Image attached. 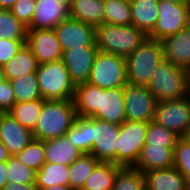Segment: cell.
<instances>
[{"label": "cell", "instance_id": "1", "mask_svg": "<svg viewBox=\"0 0 190 190\" xmlns=\"http://www.w3.org/2000/svg\"><path fill=\"white\" fill-rule=\"evenodd\" d=\"M76 118L72 100H45L36 127L32 130L33 137L42 141L62 137Z\"/></svg>", "mask_w": 190, "mask_h": 190}, {"label": "cell", "instance_id": "2", "mask_svg": "<svg viewBox=\"0 0 190 190\" xmlns=\"http://www.w3.org/2000/svg\"><path fill=\"white\" fill-rule=\"evenodd\" d=\"M189 71L163 60L153 71L148 89L157 102L178 100L189 95Z\"/></svg>", "mask_w": 190, "mask_h": 190}, {"label": "cell", "instance_id": "3", "mask_svg": "<svg viewBox=\"0 0 190 190\" xmlns=\"http://www.w3.org/2000/svg\"><path fill=\"white\" fill-rule=\"evenodd\" d=\"M148 36L133 25L123 26L103 23L96 28V43L100 52L127 57Z\"/></svg>", "mask_w": 190, "mask_h": 190}, {"label": "cell", "instance_id": "4", "mask_svg": "<svg viewBox=\"0 0 190 190\" xmlns=\"http://www.w3.org/2000/svg\"><path fill=\"white\" fill-rule=\"evenodd\" d=\"M163 60L161 42L147 37L132 54L126 57L127 83L147 86L154 69Z\"/></svg>", "mask_w": 190, "mask_h": 190}, {"label": "cell", "instance_id": "5", "mask_svg": "<svg viewBox=\"0 0 190 190\" xmlns=\"http://www.w3.org/2000/svg\"><path fill=\"white\" fill-rule=\"evenodd\" d=\"M40 94L45 100H72L75 84L62 60L38 65Z\"/></svg>", "mask_w": 190, "mask_h": 190}, {"label": "cell", "instance_id": "6", "mask_svg": "<svg viewBox=\"0 0 190 190\" xmlns=\"http://www.w3.org/2000/svg\"><path fill=\"white\" fill-rule=\"evenodd\" d=\"M88 83L102 89L124 87L127 84L126 58L99 51L90 71Z\"/></svg>", "mask_w": 190, "mask_h": 190}, {"label": "cell", "instance_id": "7", "mask_svg": "<svg viewBox=\"0 0 190 190\" xmlns=\"http://www.w3.org/2000/svg\"><path fill=\"white\" fill-rule=\"evenodd\" d=\"M148 122L125 121L119 126L116 145V164L133 167L145 145Z\"/></svg>", "mask_w": 190, "mask_h": 190}, {"label": "cell", "instance_id": "8", "mask_svg": "<svg viewBox=\"0 0 190 190\" xmlns=\"http://www.w3.org/2000/svg\"><path fill=\"white\" fill-rule=\"evenodd\" d=\"M190 24V4L159 0L158 20L148 38L161 40Z\"/></svg>", "mask_w": 190, "mask_h": 190}, {"label": "cell", "instance_id": "9", "mask_svg": "<svg viewBox=\"0 0 190 190\" xmlns=\"http://www.w3.org/2000/svg\"><path fill=\"white\" fill-rule=\"evenodd\" d=\"M153 121L183 137L190 127V95L157 102Z\"/></svg>", "mask_w": 190, "mask_h": 190}, {"label": "cell", "instance_id": "10", "mask_svg": "<svg viewBox=\"0 0 190 190\" xmlns=\"http://www.w3.org/2000/svg\"><path fill=\"white\" fill-rule=\"evenodd\" d=\"M156 105L157 100L147 86L130 83L124 86L126 121H152Z\"/></svg>", "mask_w": 190, "mask_h": 190}, {"label": "cell", "instance_id": "11", "mask_svg": "<svg viewBox=\"0 0 190 190\" xmlns=\"http://www.w3.org/2000/svg\"><path fill=\"white\" fill-rule=\"evenodd\" d=\"M62 50L97 46L96 27L71 17L66 18L53 28Z\"/></svg>", "mask_w": 190, "mask_h": 190}, {"label": "cell", "instance_id": "12", "mask_svg": "<svg viewBox=\"0 0 190 190\" xmlns=\"http://www.w3.org/2000/svg\"><path fill=\"white\" fill-rule=\"evenodd\" d=\"M119 126L92 117L93 146L90 152L99 162L116 164V145L119 136Z\"/></svg>", "mask_w": 190, "mask_h": 190}, {"label": "cell", "instance_id": "13", "mask_svg": "<svg viewBox=\"0 0 190 190\" xmlns=\"http://www.w3.org/2000/svg\"><path fill=\"white\" fill-rule=\"evenodd\" d=\"M26 45L39 65L62 59L63 50L53 29H27Z\"/></svg>", "mask_w": 190, "mask_h": 190}, {"label": "cell", "instance_id": "14", "mask_svg": "<svg viewBox=\"0 0 190 190\" xmlns=\"http://www.w3.org/2000/svg\"><path fill=\"white\" fill-rule=\"evenodd\" d=\"M98 52L97 46H81L80 48H71L62 52L61 60L75 85L88 82L90 71Z\"/></svg>", "mask_w": 190, "mask_h": 190}, {"label": "cell", "instance_id": "15", "mask_svg": "<svg viewBox=\"0 0 190 190\" xmlns=\"http://www.w3.org/2000/svg\"><path fill=\"white\" fill-rule=\"evenodd\" d=\"M113 124L126 121L124 87L102 89L99 87L98 110L91 116Z\"/></svg>", "mask_w": 190, "mask_h": 190}, {"label": "cell", "instance_id": "16", "mask_svg": "<svg viewBox=\"0 0 190 190\" xmlns=\"http://www.w3.org/2000/svg\"><path fill=\"white\" fill-rule=\"evenodd\" d=\"M33 132L21 125L11 114L2 113L0 120V140L11 156H16L32 140Z\"/></svg>", "mask_w": 190, "mask_h": 190}, {"label": "cell", "instance_id": "17", "mask_svg": "<svg viewBox=\"0 0 190 190\" xmlns=\"http://www.w3.org/2000/svg\"><path fill=\"white\" fill-rule=\"evenodd\" d=\"M164 60L190 70V24L160 40Z\"/></svg>", "mask_w": 190, "mask_h": 190}, {"label": "cell", "instance_id": "18", "mask_svg": "<svg viewBox=\"0 0 190 190\" xmlns=\"http://www.w3.org/2000/svg\"><path fill=\"white\" fill-rule=\"evenodd\" d=\"M69 17V6L62 0H36L35 11L28 29H53Z\"/></svg>", "mask_w": 190, "mask_h": 190}, {"label": "cell", "instance_id": "19", "mask_svg": "<svg viewBox=\"0 0 190 190\" xmlns=\"http://www.w3.org/2000/svg\"><path fill=\"white\" fill-rule=\"evenodd\" d=\"M143 176L148 190H190L186 179L175 167L145 171Z\"/></svg>", "mask_w": 190, "mask_h": 190}, {"label": "cell", "instance_id": "20", "mask_svg": "<svg viewBox=\"0 0 190 190\" xmlns=\"http://www.w3.org/2000/svg\"><path fill=\"white\" fill-rule=\"evenodd\" d=\"M174 148L157 145H144L140 156L133 166L142 173L153 169H167L173 167Z\"/></svg>", "mask_w": 190, "mask_h": 190}, {"label": "cell", "instance_id": "21", "mask_svg": "<svg viewBox=\"0 0 190 190\" xmlns=\"http://www.w3.org/2000/svg\"><path fill=\"white\" fill-rule=\"evenodd\" d=\"M45 162L70 166L82 152L76 148L66 135L44 141Z\"/></svg>", "mask_w": 190, "mask_h": 190}, {"label": "cell", "instance_id": "22", "mask_svg": "<svg viewBox=\"0 0 190 190\" xmlns=\"http://www.w3.org/2000/svg\"><path fill=\"white\" fill-rule=\"evenodd\" d=\"M159 0H130L132 25L147 36L154 30L158 20Z\"/></svg>", "mask_w": 190, "mask_h": 190}, {"label": "cell", "instance_id": "23", "mask_svg": "<svg viewBox=\"0 0 190 190\" xmlns=\"http://www.w3.org/2000/svg\"><path fill=\"white\" fill-rule=\"evenodd\" d=\"M69 17L98 27L104 23V0H70Z\"/></svg>", "mask_w": 190, "mask_h": 190}, {"label": "cell", "instance_id": "24", "mask_svg": "<svg viewBox=\"0 0 190 190\" xmlns=\"http://www.w3.org/2000/svg\"><path fill=\"white\" fill-rule=\"evenodd\" d=\"M38 65L37 58L30 48L24 44L19 49L17 54L2 67L5 78L11 81L22 75L35 73L37 71Z\"/></svg>", "mask_w": 190, "mask_h": 190}, {"label": "cell", "instance_id": "25", "mask_svg": "<svg viewBox=\"0 0 190 190\" xmlns=\"http://www.w3.org/2000/svg\"><path fill=\"white\" fill-rule=\"evenodd\" d=\"M99 87L86 83L75 85L73 104L77 116L91 117L98 110Z\"/></svg>", "mask_w": 190, "mask_h": 190}, {"label": "cell", "instance_id": "26", "mask_svg": "<svg viewBox=\"0 0 190 190\" xmlns=\"http://www.w3.org/2000/svg\"><path fill=\"white\" fill-rule=\"evenodd\" d=\"M121 167L113 162H99L86 179L82 190H111Z\"/></svg>", "mask_w": 190, "mask_h": 190}, {"label": "cell", "instance_id": "27", "mask_svg": "<svg viewBox=\"0 0 190 190\" xmlns=\"http://www.w3.org/2000/svg\"><path fill=\"white\" fill-rule=\"evenodd\" d=\"M65 135L82 153H90L93 146L92 117L77 116Z\"/></svg>", "mask_w": 190, "mask_h": 190}, {"label": "cell", "instance_id": "28", "mask_svg": "<svg viewBox=\"0 0 190 190\" xmlns=\"http://www.w3.org/2000/svg\"><path fill=\"white\" fill-rule=\"evenodd\" d=\"M69 166L60 163L45 162L42 168L37 171V188L51 186L69 185Z\"/></svg>", "mask_w": 190, "mask_h": 190}, {"label": "cell", "instance_id": "29", "mask_svg": "<svg viewBox=\"0 0 190 190\" xmlns=\"http://www.w3.org/2000/svg\"><path fill=\"white\" fill-rule=\"evenodd\" d=\"M99 161L90 153H82L69 166V185L74 190H82L86 179L90 176Z\"/></svg>", "mask_w": 190, "mask_h": 190}, {"label": "cell", "instance_id": "30", "mask_svg": "<svg viewBox=\"0 0 190 190\" xmlns=\"http://www.w3.org/2000/svg\"><path fill=\"white\" fill-rule=\"evenodd\" d=\"M45 99L39 98L28 102L16 103L8 112L24 127L31 131L36 127Z\"/></svg>", "mask_w": 190, "mask_h": 190}, {"label": "cell", "instance_id": "31", "mask_svg": "<svg viewBox=\"0 0 190 190\" xmlns=\"http://www.w3.org/2000/svg\"><path fill=\"white\" fill-rule=\"evenodd\" d=\"M10 82L16 103L28 102L42 98L36 72L22 75Z\"/></svg>", "mask_w": 190, "mask_h": 190}, {"label": "cell", "instance_id": "32", "mask_svg": "<svg viewBox=\"0 0 190 190\" xmlns=\"http://www.w3.org/2000/svg\"><path fill=\"white\" fill-rule=\"evenodd\" d=\"M104 23L132 25L130 0H104Z\"/></svg>", "mask_w": 190, "mask_h": 190}, {"label": "cell", "instance_id": "33", "mask_svg": "<svg viewBox=\"0 0 190 190\" xmlns=\"http://www.w3.org/2000/svg\"><path fill=\"white\" fill-rule=\"evenodd\" d=\"M1 37L9 40H26L27 27L7 9H0Z\"/></svg>", "mask_w": 190, "mask_h": 190}, {"label": "cell", "instance_id": "34", "mask_svg": "<svg viewBox=\"0 0 190 190\" xmlns=\"http://www.w3.org/2000/svg\"><path fill=\"white\" fill-rule=\"evenodd\" d=\"M7 182L17 184L36 183L37 171L24 165L16 156L6 161Z\"/></svg>", "mask_w": 190, "mask_h": 190}, {"label": "cell", "instance_id": "35", "mask_svg": "<svg viewBox=\"0 0 190 190\" xmlns=\"http://www.w3.org/2000/svg\"><path fill=\"white\" fill-rule=\"evenodd\" d=\"M180 136L155 121L148 122L145 145L165 146L174 148Z\"/></svg>", "mask_w": 190, "mask_h": 190}, {"label": "cell", "instance_id": "36", "mask_svg": "<svg viewBox=\"0 0 190 190\" xmlns=\"http://www.w3.org/2000/svg\"><path fill=\"white\" fill-rule=\"evenodd\" d=\"M143 173L134 167H121L115 177L111 190H142Z\"/></svg>", "mask_w": 190, "mask_h": 190}, {"label": "cell", "instance_id": "37", "mask_svg": "<svg viewBox=\"0 0 190 190\" xmlns=\"http://www.w3.org/2000/svg\"><path fill=\"white\" fill-rule=\"evenodd\" d=\"M16 157L27 167L39 171L45 164L44 141L33 139Z\"/></svg>", "mask_w": 190, "mask_h": 190}, {"label": "cell", "instance_id": "38", "mask_svg": "<svg viewBox=\"0 0 190 190\" xmlns=\"http://www.w3.org/2000/svg\"><path fill=\"white\" fill-rule=\"evenodd\" d=\"M173 167L184 176L190 186V142L184 137H179L174 147Z\"/></svg>", "mask_w": 190, "mask_h": 190}, {"label": "cell", "instance_id": "39", "mask_svg": "<svg viewBox=\"0 0 190 190\" xmlns=\"http://www.w3.org/2000/svg\"><path fill=\"white\" fill-rule=\"evenodd\" d=\"M35 6L36 0H17L9 10L23 25L29 28L35 11Z\"/></svg>", "mask_w": 190, "mask_h": 190}, {"label": "cell", "instance_id": "40", "mask_svg": "<svg viewBox=\"0 0 190 190\" xmlns=\"http://www.w3.org/2000/svg\"><path fill=\"white\" fill-rule=\"evenodd\" d=\"M26 44V40H9L0 37V66L5 65L19 49Z\"/></svg>", "mask_w": 190, "mask_h": 190}, {"label": "cell", "instance_id": "41", "mask_svg": "<svg viewBox=\"0 0 190 190\" xmlns=\"http://www.w3.org/2000/svg\"><path fill=\"white\" fill-rule=\"evenodd\" d=\"M16 104L11 82L5 79L0 83V112L7 113Z\"/></svg>", "mask_w": 190, "mask_h": 190}, {"label": "cell", "instance_id": "42", "mask_svg": "<svg viewBox=\"0 0 190 190\" xmlns=\"http://www.w3.org/2000/svg\"><path fill=\"white\" fill-rule=\"evenodd\" d=\"M3 190H38L36 183L33 184H17L8 182Z\"/></svg>", "mask_w": 190, "mask_h": 190}, {"label": "cell", "instance_id": "43", "mask_svg": "<svg viewBox=\"0 0 190 190\" xmlns=\"http://www.w3.org/2000/svg\"><path fill=\"white\" fill-rule=\"evenodd\" d=\"M6 162H0V190L7 184Z\"/></svg>", "mask_w": 190, "mask_h": 190}, {"label": "cell", "instance_id": "44", "mask_svg": "<svg viewBox=\"0 0 190 190\" xmlns=\"http://www.w3.org/2000/svg\"><path fill=\"white\" fill-rule=\"evenodd\" d=\"M11 157L8 149L4 146L0 140V162H6Z\"/></svg>", "mask_w": 190, "mask_h": 190}, {"label": "cell", "instance_id": "45", "mask_svg": "<svg viewBox=\"0 0 190 190\" xmlns=\"http://www.w3.org/2000/svg\"><path fill=\"white\" fill-rule=\"evenodd\" d=\"M38 190H74L70 185L51 186L47 188H38Z\"/></svg>", "mask_w": 190, "mask_h": 190}, {"label": "cell", "instance_id": "46", "mask_svg": "<svg viewBox=\"0 0 190 190\" xmlns=\"http://www.w3.org/2000/svg\"><path fill=\"white\" fill-rule=\"evenodd\" d=\"M17 0H0V9L9 10Z\"/></svg>", "mask_w": 190, "mask_h": 190}, {"label": "cell", "instance_id": "47", "mask_svg": "<svg viewBox=\"0 0 190 190\" xmlns=\"http://www.w3.org/2000/svg\"><path fill=\"white\" fill-rule=\"evenodd\" d=\"M173 3H182V4H190V0H168Z\"/></svg>", "mask_w": 190, "mask_h": 190}, {"label": "cell", "instance_id": "48", "mask_svg": "<svg viewBox=\"0 0 190 190\" xmlns=\"http://www.w3.org/2000/svg\"><path fill=\"white\" fill-rule=\"evenodd\" d=\"M5 74L3 72V67L0 66V83L3 82L5 80Z\"/></svg>", "mask_w": 190, "mask_h": 190}, {"label": "cell", "instance_id": "49", "mask_svg": "<svg viewBox=\"0 0 190 190\" xmlns=\"http://www.w3.org/2000/svg\"><path fill=\"white\" fill-rule=\"evenodd\" d=\"M183 137L190 142V127H189V130L186 132V134Z\"/></svg>", "mask_w": 190, "mask_h": 190}, {"label": "cell", "instance_id": "50", "mask_svg": "<svg viewBox=\"0 0 190 190\" xmlns=\"http://www.w3.org/2000/svg\"><path fill=\"white\" fill-rule=\"evenodd\" d=\"M189 95H190V70H189Z\"/></svg>", "mask_w": 190, "mask_h": 190}, {"label": "cell", "instance_id": "51", "mask_svg": "<svg viewBox=\"0 0 190 190\" xmlns=\"http://www.w3.org/2000/svg\"><path fill=\"white\" fill-rule=\"evenodd\" d=\"M62 1H65L68 5L70 3V0H62Z\"/></svg>", "mask_w": 190, "mask_h": 190}]
</instances>
